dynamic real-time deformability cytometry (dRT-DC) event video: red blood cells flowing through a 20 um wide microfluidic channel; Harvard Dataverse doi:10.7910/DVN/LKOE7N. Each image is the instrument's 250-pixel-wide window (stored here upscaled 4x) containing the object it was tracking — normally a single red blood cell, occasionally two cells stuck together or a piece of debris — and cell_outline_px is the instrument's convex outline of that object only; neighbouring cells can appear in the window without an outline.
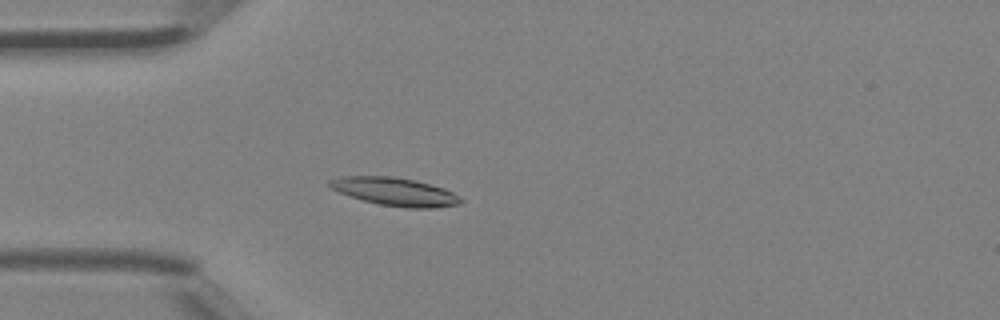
{"species": "Egyptian fruit bat (a non-hibernating species)", "species_latin": "Rousettus aegyptiacus", "temperature_condition": "room temperature", "stored_images_in_passage": 38, "camera_frame_rate_fps": 3000, "um_per_image_px": 0.085, "animal": {"sex": "female"}, "frame": {"image": 1, "passage_image": 6, "time_ms": 1.667, "image_size_px": [1000, 320], "cell_outline_px": [[464, 200], [460, 204], [436, 208], [408, 208], [380, 204], [364, 200], [340, 192], [332, 188], [328, 184], [328, 180], [340, 176], [392, 176], [416, 180], [444, 188], [460, 196]], "centroid_in_image_um": [33.62, 16.29], "position_along_channel_um": 51.4, "area_um2": 21.44}}
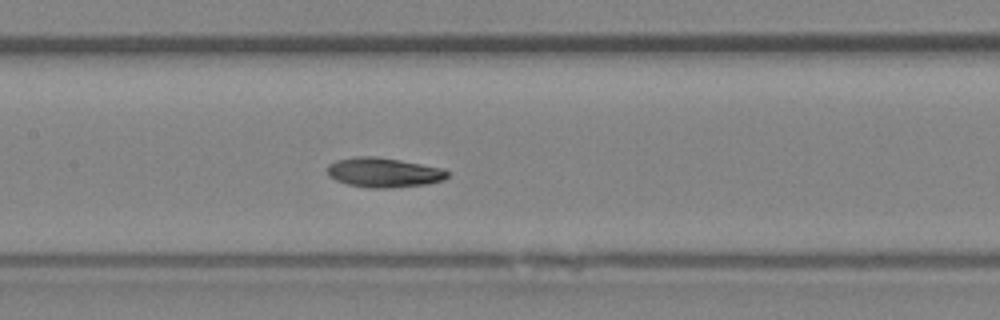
{"frame": {"image": 2, "passage_image": 15, "time_ms": 4.667, "image_size_px": [1000, 320], "cell_outline_px": [[448, 176], [444, 180], [428, 184], [392, 188], [368, 188], [348, 184], [336, 180], [328, 176], [328, 164], [336, 160], [356, 156], [376, 156], [400, 160], [444, 168], [448, 172]], "centroid_in_image_um": [32.63, 14.66], "position_along_channel_um": 174.8, "area_um2": 20.92}}
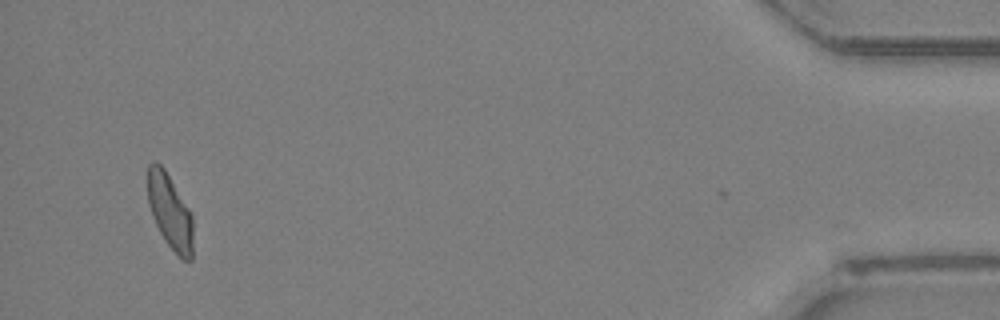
{"frame": {"image": 3, "passage_image": 37, "time_ms": 12.0, "image_size_px": [1000, 320], "cell_outline_px": [[192, 260], [184, 260], [164, 240], [156, 224], [148, 204], [148, 164], [156, 160], [164, 168], [188, 208], [192, 216]], "centroid_in_image_um": [14.43, 17.96], "position_along_channel_um": 420.8, "area_um2": 19.36}, "authors_computed_cell_mechanics": {"area_um2": 20.519, "velocity_mm_per_s": 4.4427, "shape_relaxation_time_tau1_ms": 3.7747, "shape_relaxation_time_tau2_ms": 3.0773, "deformation_change_tau1": 0.1612, "deformation_change_tau2": 0.0947}}